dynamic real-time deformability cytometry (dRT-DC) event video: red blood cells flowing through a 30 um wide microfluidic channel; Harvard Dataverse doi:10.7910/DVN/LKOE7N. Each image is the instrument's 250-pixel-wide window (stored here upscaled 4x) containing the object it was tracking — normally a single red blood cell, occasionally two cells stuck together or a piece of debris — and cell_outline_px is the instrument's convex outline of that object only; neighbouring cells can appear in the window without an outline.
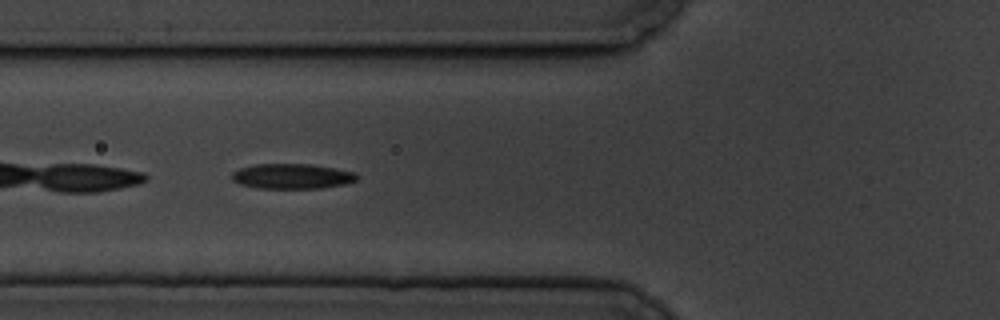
{"species": "common noctule bat (a hibernating species)", "species_latin": "Nyctalus noctula", "temperature_condition": "cold", "stored_images_in_passage": 6, "camera_frame_rate_fps": 3000, "um_per_image_px": 0.085, "animal": {"sex": "male", "body_mass_g": 19.5, "forearm_length_mm": 54.6}, "frame": {"image": 1, "passage_image": 5, "time_ms": 4.667, "image_size_px": [1000, 320], "cell_outline_px": [[360, 176], [356, 180], [344, 184], [320, 188], [256, 188], [240, 184], [232, 180], [232, 172], [240, 168], [256, 164], [312, 164], [356, 172]], "centroid_in_image_um": [24.83, 14.98], "position_along_channel_um": 101.0, "area_um2": 18.32}}